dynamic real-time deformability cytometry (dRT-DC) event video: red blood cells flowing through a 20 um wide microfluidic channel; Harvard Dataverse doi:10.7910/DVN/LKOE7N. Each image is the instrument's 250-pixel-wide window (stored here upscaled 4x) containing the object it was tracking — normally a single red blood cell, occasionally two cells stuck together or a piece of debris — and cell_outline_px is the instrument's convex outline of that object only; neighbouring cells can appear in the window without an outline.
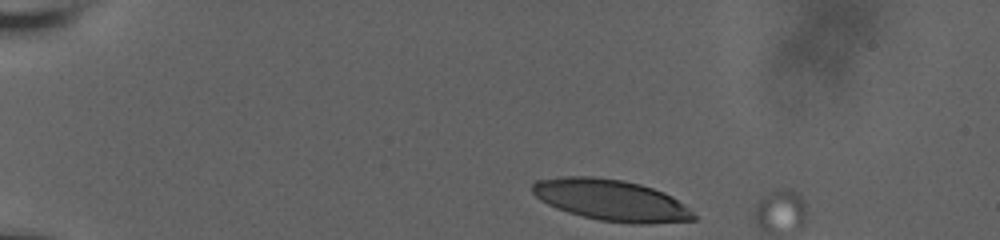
{"species": "human", "species_latin": "Homo sapiens", "temperature_condition": "room temperature", "stored_images_in_passage": 36, "camera_frame_rate_fps": 3000, "um_per_image_px": 0.085, "donor": {"sex": "male"}, "frame": {"image": 1, "passage_image": 1, "time_ms": 0.0, "image_size_px": [1000, 240], "cell_outline_px": [[696, 220], [652, 224], [632, 224], [600, 220], [568, 212], [556, 208], [540, 200], [532, 192], [532, 184], [536, 180], [564, 176], [592, 176], [624, 180], [640, 184], [664, 192], [672, 196], [688, 208], [696, 216]], "centroid_in_image_um": [51.95, 17.01], "position_along_channel_um": 33.0, "area_um2": 38.84}}
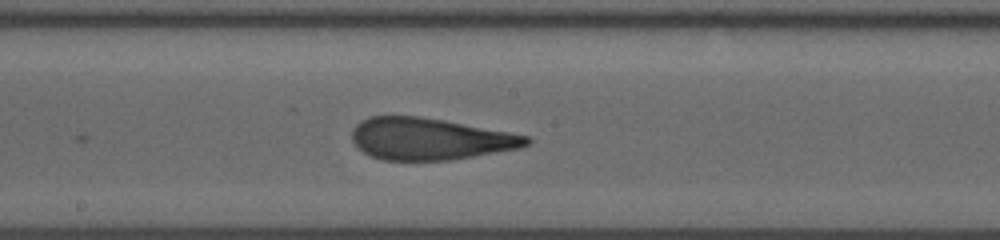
{"frame": {"image": 2, "passage_image": 21, "time_ms": 7.0, "image_size_px": [1000, 240], "cell_outline_px": [[532, 140], [528, 144], [520, 148], [448, 160], [380, 160], [364, 152], [352, 140], [352, 128], [360, 120], [368, 116], [420, 116], [444, 120], [508, 132], [528, 136]], "centroid_in_image_um": [36.5, 11.8], "position_along_channel_um": 211.7, "area_um2": 42.31}}
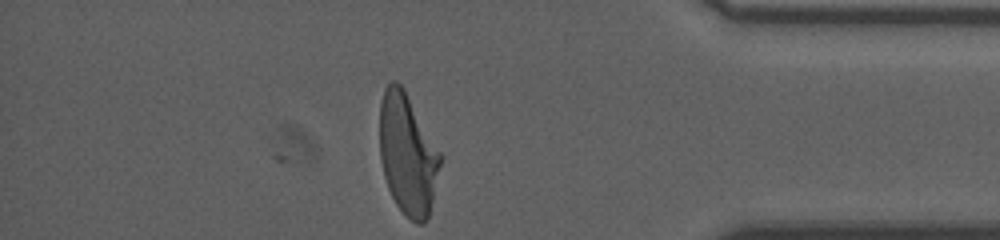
{"frame": {"image": 3, "passage_image": 36, "time_ms": 12.667, "image_size_px": [1000, 240], "cell_outline_px": [[444, 156], [428, 216], [424, 224], [416, 224], [404, 216], [396, 204], [388, 188], [384, 176], [380, 160], [380, 104], [384, 88], [392, 80], [396, 80], [404, 88]], "centroid_in_image_um": [34.67, 13.11], "position_along_channel_um": 400.5, "area_um2": 43.41}, "authors_computed_cell_mechanics": {"area_um2": 42.8876, "velocity_mm_per_s": 3.7692, "shape_relaxation_time_tau1_ms": 9.1694, "shape_relaxation_time_tau2_ms": 1.4015, "deformation_change_tau1": 0.2963, "deformation_change_tau2": 0.1159}}